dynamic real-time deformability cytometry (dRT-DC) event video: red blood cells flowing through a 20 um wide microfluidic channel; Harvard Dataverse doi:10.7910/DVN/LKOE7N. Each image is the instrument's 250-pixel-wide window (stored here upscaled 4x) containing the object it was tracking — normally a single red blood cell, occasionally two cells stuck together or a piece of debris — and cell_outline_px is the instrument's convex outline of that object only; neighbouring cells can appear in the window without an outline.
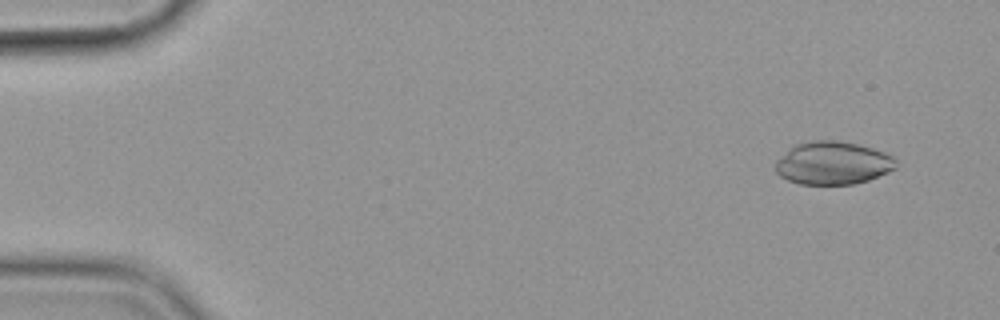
{"species": "common noctule bat (a hibernating species)", "species_latin": "Nyctalus noctula", "temperature_condition": "cold", "stored_images_in_passage": 11, "camera_frame_rate_fps": 3000, "um_per_image_px": 0.085, "animal": {"sex": "female", "body_mass_g": 19.9}, "frame": {"image": 1, "passage_image": 4, "time_ms": 1.0, "image_size_px": [1000, 320], "cell_outline_px": [[896, 168], [888, 172], [868, 180], [852, 184], [800, 184], [788, 180], [780, 176], [776, 172], [776, 160], [796, 144], [816, 140], [836, 140], [860, 144], [884, 152], [892, 156], [896, 160]], "centroid_in_image_um": [70.81, 13.86], "position_along_channel_um": 14.2, "area_um2": 30.06}}